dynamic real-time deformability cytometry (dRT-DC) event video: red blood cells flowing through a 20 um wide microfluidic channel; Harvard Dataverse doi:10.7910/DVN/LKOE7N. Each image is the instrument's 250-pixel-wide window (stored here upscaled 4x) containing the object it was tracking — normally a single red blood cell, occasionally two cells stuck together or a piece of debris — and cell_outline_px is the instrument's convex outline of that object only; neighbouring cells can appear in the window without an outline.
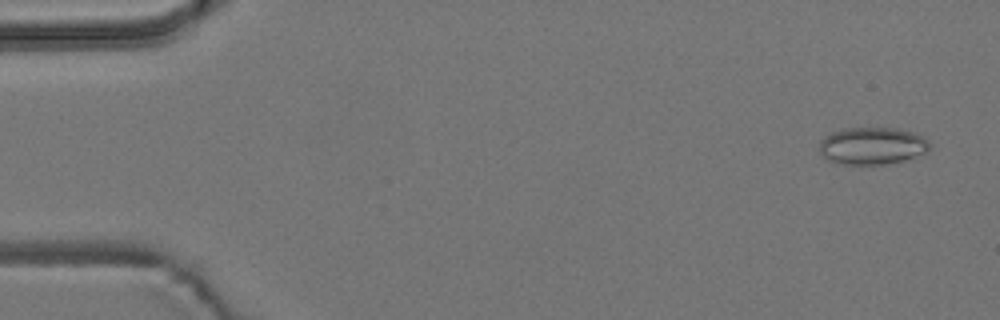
{"species": "common noctule bat (a hibernating species)", "species_latin": "Nyctalus noctula", "temperature_condition": "room temperature", "stored_images_in_passage": 7, "camera_frame_rate_fps": 3000, "um_per_image_px": 0.085, "animal": {"sex": "male", "body_mass_g": 19.2, "forearm_length_mm": 51.8}, "frame": {"image": 1, "passage_image": 1, "time_ms": 0.0, "image_size_px": [1000, 320], "cell_outline_px": [[928, 152], [896, 164], [840, 164], [828, 160], [820, 152], [820, 140], [824, 136], [840, 128], [896, 128], [916, 132], [924, 136], [928, 140]], "centroid_in_image_um": [74.17, 12.4], "position_along_channel_um": 10.8, "area_um2": 24.39}}
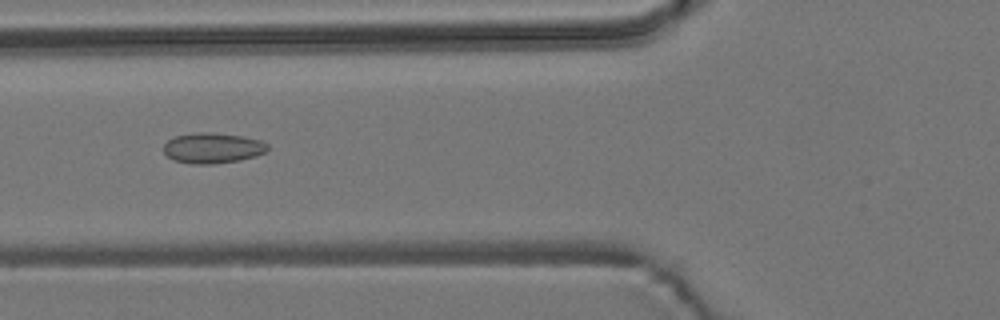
{"frame": {"image": 2, "passage_image": 6, "time_ms": 6.0, "image_size_px": [1000, 320], "cell_outline_px": [[268, 148], [264, 152], [256, 156], [240, 160], [212, 164], [192, 164], [172, 160], [164, 152], [164, 144], [168, 140], [176, 136], [192, 132], [212, 132], [244, 136], [260, 140], [268, 144]], "centroid_in_image_um": [18.06, 12.57], "position_along_channel_um": 107.7, "area_um2": 18.61}}
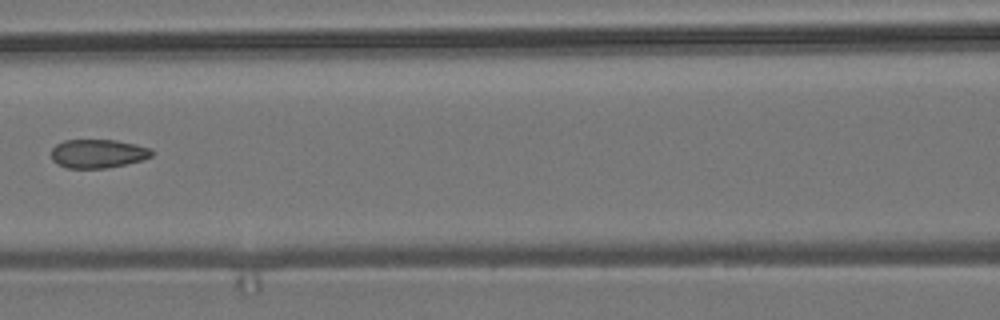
{"frame": {"image": 3, "passage_image": 7, "time_ms": 7.333, "image_size_px": [1000, 320], "cell_outline_px": [[152, 156], [140, 160], [124, 164], [104, 168], [68, 168], [56, 164], [52, 160], [52, 148], [56, 144], [64, 140], [116, 140], [136, 144], [152, 148]], "centroid_in_image_um": [8.3, 13.05], "position_along_channel_um": 158.3, "area_um2": 16.76}}